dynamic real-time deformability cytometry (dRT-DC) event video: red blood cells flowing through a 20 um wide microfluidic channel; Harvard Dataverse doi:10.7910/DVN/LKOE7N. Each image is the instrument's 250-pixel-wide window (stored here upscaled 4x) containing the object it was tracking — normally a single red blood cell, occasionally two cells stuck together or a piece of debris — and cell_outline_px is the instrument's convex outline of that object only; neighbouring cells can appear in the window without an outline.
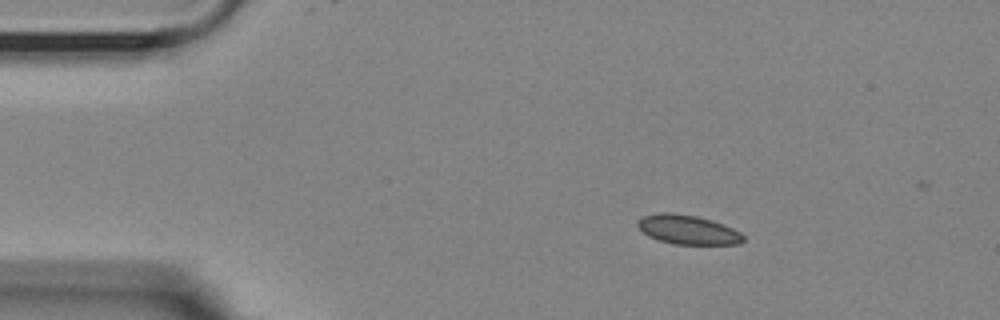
{"species": "Egyptian fruit bat (a non-hibernating species)", "species_latin": "Rousettus aegyptiacus", "temperature_condition": "room temperature", "stored_images_in_passage": 9, "camera_frame_rate_fps": 3000, "um_per_image_px": 0.085, "animal": {"sex": "female"}, "frame": {"image": 1, "passage_image": 1, "time_ms": 0.0, "image_size_px": [1000, 320], "cell_outline_px": [[744, 240], [740, 244], [672, 244], [648, 236], [636, 224], [636, 220], [640, 216], [660, 212], [672, 212], [696, 216], [712, 220], [724, 224], [740, 232], [744, 236]], "centroid_in_image_um": [58.44, 19.51], "position_along_channel_um": 26.6, "area_um2": 18.15}}